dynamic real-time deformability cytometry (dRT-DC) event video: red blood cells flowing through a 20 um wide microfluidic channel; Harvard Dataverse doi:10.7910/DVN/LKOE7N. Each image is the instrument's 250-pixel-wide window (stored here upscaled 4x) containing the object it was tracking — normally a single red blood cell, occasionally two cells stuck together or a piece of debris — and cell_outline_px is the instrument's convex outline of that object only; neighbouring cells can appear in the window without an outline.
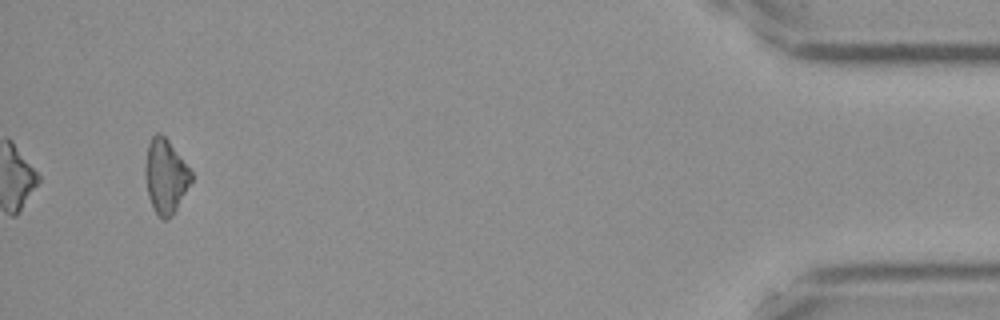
{"species": "Egyptian fruit bat (a non-hibernating species)", "species_latin": "Rousettus aegyptiacus", "temperature_condition": "cold", "stored_images_in_passage": 15, "camera_frame_rate_fps": 3000, "um_per_image_px": 0.085, "frame": {"image": 1, "passage_image": 15, "time_ms": 4.667, "image_size_px": [1000, 320], "cell_outline_px": [[192, 180], [176, 208], [164, 220], [156, 212], [148, 196], [144, 176], [144, 168], [148, 144], [152, 136], [156, 132], [160, 132], [168, 140], [192, 172]], "centroid_in_image_um": [14.04, 14.92], "position_along_channel_um": 421.2, "area_um2": 19.48}}